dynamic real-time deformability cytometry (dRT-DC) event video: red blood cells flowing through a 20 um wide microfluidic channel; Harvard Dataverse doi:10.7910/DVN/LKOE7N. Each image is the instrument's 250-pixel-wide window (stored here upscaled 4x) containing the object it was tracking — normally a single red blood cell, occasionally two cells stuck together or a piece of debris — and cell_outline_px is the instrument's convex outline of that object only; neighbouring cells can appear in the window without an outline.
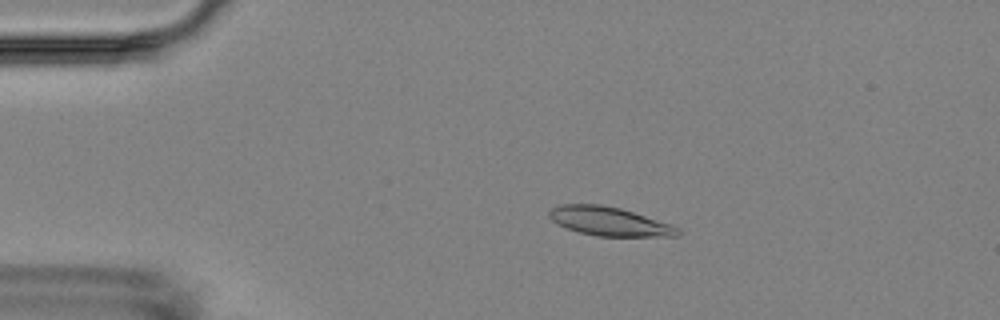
{"species": "Egyptian fruit bat (a non-hibernating species)", "species_latin": "Rousettus aegyptiacus", "temperature_condition": "room temperature", "stored_images_in_passage": 16, "camera_frame_rate_fps": 3000, "um_per_image_px": 0.085, "animal": {"sex": "female"}, "frame": {"image": 1, "passage_image": 3, "time_ms": 2.333, "image_size_px": [1000, 320], "cell_outline_px": [[684, 232], [680, 236], [596, 236], [580, 232], [556, 224], [548, 216], [548, 212], [552, 208], [560, 204], [600, 204], [620, 208], [672, 224], [680, 228]], "centroid_in_image_um": [51.83, 18.82], "position_along_channel_um": 33.2, "area_um2": 21.73}}
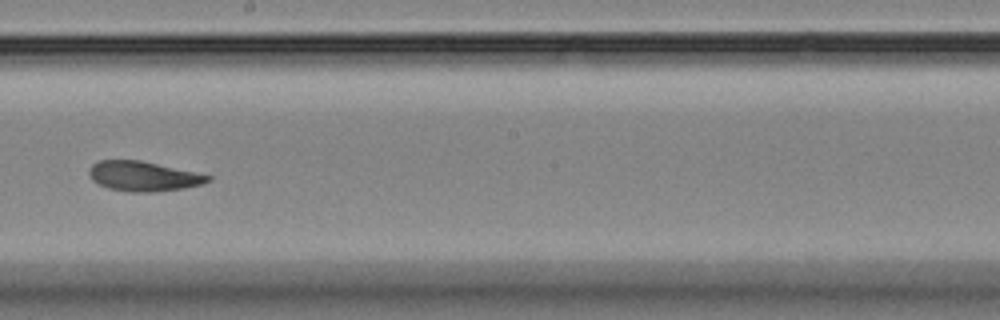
{"frame": {"image": 2, "passage_image": 9, "time_ms": 9.333, "image_size_px": [1000, 320], "cell_outline_px": [[212, 180], [204, 184], [184, 188], [156, 192], [128, 192], [108, 188], [92, 180], [88, 172], [92, 164], [100, 160], [140, 160], [212, 176]], "centroid_in_image_um": [12.19, 14.99], "position_along_channel_um": 236.0, "area_um2": 20.63}}
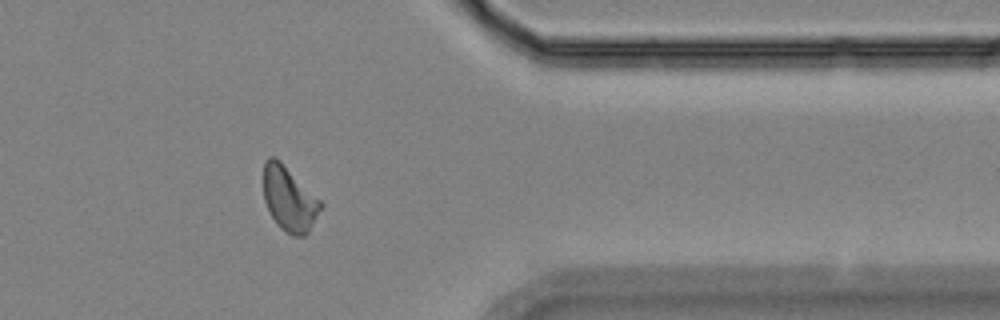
{"frame": {"image": 3, "passage_image": 13, "time_ms": 14.0, "image_size_px": [1000, 320], "cell_outline_px": [[324, 208], [308, 232], [304, 236], [292, 236], [280, 228], [276, 224], [264, 200], [264, 160], [268, 156], [276, 156], [324, 204]], "centroid_in_image_um": [24.6, 16.91], "position_along_channel_um": 386.8, "area_um2": 21.68}, "authors_computed_cell_mechanics": {"area_um2": 20.808, "velocity_mm_per_s": 3.5344, "shape_relaxation_time_tau1_ms": 4.6471, "shape_relaxation_time_tau2_ms": 2.7101, "deformation_change_tau1": 0.1375, "deformation_change_tau2": 0.0799}}